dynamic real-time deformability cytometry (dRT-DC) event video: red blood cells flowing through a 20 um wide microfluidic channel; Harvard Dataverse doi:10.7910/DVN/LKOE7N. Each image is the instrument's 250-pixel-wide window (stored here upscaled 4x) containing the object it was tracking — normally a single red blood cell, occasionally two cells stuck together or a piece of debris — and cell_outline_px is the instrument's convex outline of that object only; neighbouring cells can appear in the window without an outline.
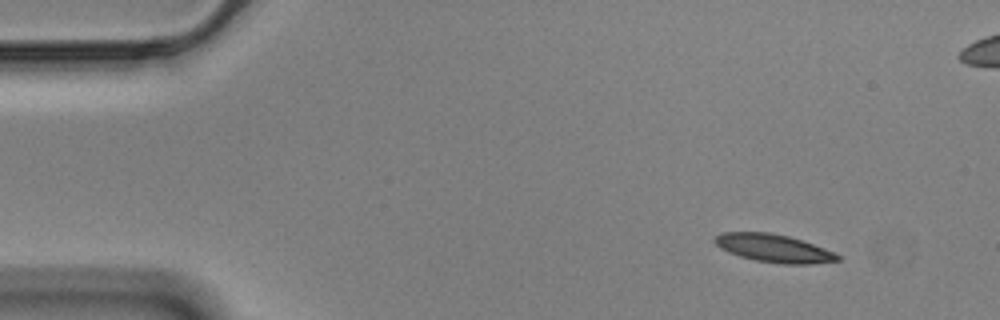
{"species": "Egyptian fruit bat (a non-hibernating species)", "species_latin": "Rousettus aegyptiacus", "temperature_condition": "cold", "stored_images_in_passage": 53, "camera_frame_rate_fps": 3000, "um_per_image_px": 0.085, "animal": {"sex": "male"}, "frame": {"image": 1, "passage_image": 1, "time_ms": 0.0, "image_size_px": [1000, 320], "cell_outline_px": [[840, 260], [812, 264], [780, 264], [756, 260], [740, 256], [728, 252], [720, 248], [712, 240], [716, 236], [724, 232], [768, 232], [788, 236], [824, 248], [840, 256]], "centroid_in_image_um": [65.74, 21.1], "position_along_channel_um": 19.3, "area_um2": 19.83}}
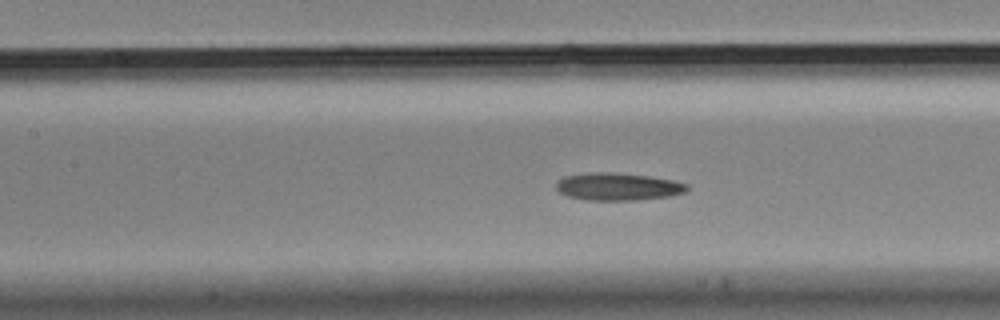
{"frame": {"image": 2, "passage_image": 20, "time_ms": 6.333, "image_size_px": [1000, 320], "cell_outline_px": [[688, 188], [684, 192], [668, 196], [632, 200], [588, 200], [568, 196], [560, 192], [556, 188], [556, 184], [564, 176], [592, 172], [612, 172], [648, 176], [672, 180], [688, 184]], "centroid_in_image_um": [52.5, 15.86], "position_along_channel_um": 154.9, "area_um2": 20.69}}
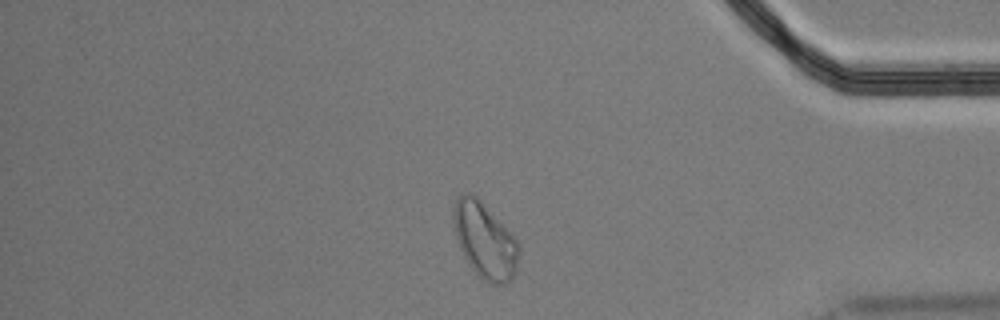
{"frame": {"image": 3, "passage_image": 43, "time_ms": 14.0, "image_size_px": [1000, 320], "cell_outline_px": [[520, 252], [516, 272], [504, 284], [492, 284], [484, 280], [468, 264], [460, 248], [456, 236], [452, 216], [452, 208], [460, 192], [472, 192], [480, 200], [520, 244]], "centroid_in_image_um": [41.19, 20.41], "position_along_channel_um": 394.0, "area_um2": 28.67}, "authors_computed_cell_mechanics": {"area_um2": 20.6924, "velocity_mm_per_s": 3.4852, "shape_relaxation_time_tau1_ms": null, "shape_relaxation_time_tau2_ms": 8.1737, "deformation_change_tau1": null, "deformation_change_tau2": 0.165}}